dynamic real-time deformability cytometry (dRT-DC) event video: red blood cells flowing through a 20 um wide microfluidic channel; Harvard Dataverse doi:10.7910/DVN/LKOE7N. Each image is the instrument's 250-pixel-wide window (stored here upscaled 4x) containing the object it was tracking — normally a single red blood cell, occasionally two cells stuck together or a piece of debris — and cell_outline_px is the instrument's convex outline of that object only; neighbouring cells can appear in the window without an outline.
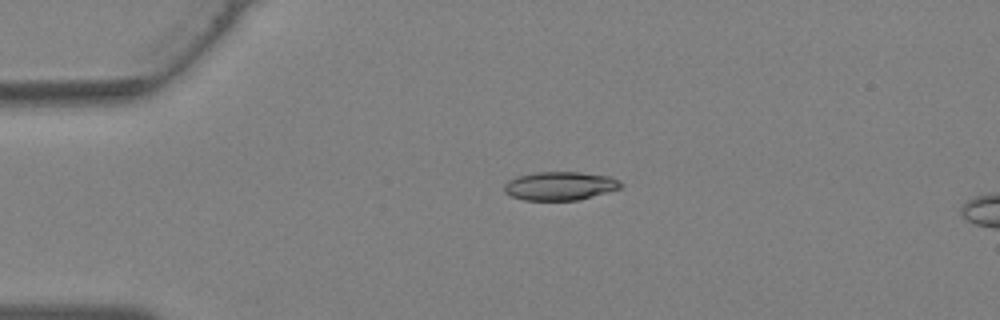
{"species": "Egyptian fruit bat (a non-hibernating species)", "species_latin": "Rousettus aegyptiacus", "temperature_condition": "warm", "stored_images_in_passage": 6, "camera_frame_rate_fps": 3000, "um_per_image_px": 0.085, "animal": {"sex": "female"}, "frame": {"image": 1, "passage_image": 3, "time_ms": 0.667, "image_size_px": [1000, 320], "cell_outline_px": [[624, 188], [580, 200], [524, 200], [512, 196], [504, 192], [504, 184], [508, 180], [520, 176], [536, 172], [580, 172], [612, 176], [620, 180], [624, 184]], "centroid_in_image_um": [47.69, 15.8], "position_along_channel_um": 37.3, "area_um2": 19.71}}